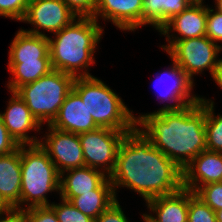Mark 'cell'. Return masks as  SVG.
<instances>
[{"instance_id":"13","label":"cell","mask_w":222,"mask_h":222,"mask_svg":"<svg viewBox=\"0 0 222 222\" xmlns=\"http://www.w3.org/2000/svg\"><path fill=\"white\" fill-rule=\"evenodd\" d=\"M11 94L12 97L8 101L5 112L0 113L5 127L19 145L39 144V138L37 139L36 136L30 137L27 133L31 130L40 131L42 125L16 92H11Z\"/></svg>"},{"instance_id":"30","label":"cell","mask_w":222,"mask_h":222,"mask_svg":"<svg viewBox=\"0 0 222 222\" xmlns=\"http://www.w3.org/2000/svg\"><path fill=\"white\" fill-rule=\"evenodd\" d=\"M206 36L217 45H219L218 41L222 42V13L216 9H211L209 6L206 20Z\"/></svg>"},{"instance_id":"17","label":"cell","mask_w":222,"mask_h":222,"mask_svg":"<svg viewBox=\"0 0 222 222\" xmlns=\"http://www.w3.org/2000/svg\"><path fill=\"white\" fill-rule=\"evenodd\" d=\"M147 208L156 215L143 214L144 222H188L189 189L153 198ZM156 216V217H155Z\"/></svg>"},{"instance_id":"24","label":"cell","mask_w":222,"mask_h":222,"mask_svg":"<svg viewBox=\"0 0 222 222\" xmlns=\"http://www.w3.org/2000/svg\"><path fill=\"white\" fill-rule=\"evenodd\" d=\"M205 102L206 150L222 153V115H214V102L201 97Z\"/></svg>"},{"instance_id":"10","label":"cell","mask_w":222,"mask_h":222,"mask_svg":"<svg viewBox=\"0 0 222 222\" xmlns=\"http://www.w3.org/2000/svg\"><path fill=\"white\" fill-rule=\"evenodd\" d=\"M47 127L49 133L39 144L48 153L59 174L85 166L79 135L55 129L50 125Z\"/></svg>"},{"instance_id":"14","label":"cell","mask_w":222,"mask_h":222,"mask_svg":"<svg viewBox=\"0 0 222 222\" xmlns=\"http://www.w3.org/2000/svg\"><path fill=\"white\" fill-rule=\"evenodd\" d=\"M111 21L124 31H135L143 27V0H100L93 18Z\"/></svg>"},{"instance_id":"16","label":"cell","mask_w":222,"mask_h":222,"mask_svg":"<svg viewBox=\"0 0 222 222\" xmlns=\"http://www.w3.org/2000/svg\"><path fill=\"white\" fill-rule=\"evenodd\" d=\"M51 127L75 134L98 128L80 95L72 89L61 105Z\"/></svg>"},{"instance_id":"27","label":"cell","mask_w":222,"mask_h":222,"mask_svg":"<svg viewBox=\"0 0 222 222\" xmlns=\"http://www.w3.org/2000/svg\"><path fill=\"white\" fill-rule=\"evenodd\" d=\"M195 194L213 211L222 209V182L203 185L195 192Z\"/></svg>"},{"instance_id":"22","label":"cell","mask_w":222,"mask_h":222,"mask_svg":"<svg viewBox=\"0 0 222 222\" xmlns=\"http://www.w3.org/2000/svg\"><path fill=\"white\" fill-rule=\"evenodd\" d=\"M195 0H143V26L159 30L174 15L184 11Z\"/></svg>"},{"instance_id":"8","label":"cell","mask_w":222,"mask_h":222,"mask_svg":"<svg viewBox=\"0 0 222 222\" xmlns=\"http://www.w3.org/2000/svg\"><path fill=\"white\" fill-rule=\"evenodd\" d=\"M127 132L130 131L98 127L78 134L85 166L98 169L110 176L115 167L119 145Z\"/></svg>"},{"instance_id":"9","label":"cell","mask_w":222,"mask_h":222,"mask_svg":"<svg viewBox=\"0 0 222 222\" xmlns=\"http://www.w3.org/2000/svg\"><path fill=\"white\" fill-rule=\"evenodd\" d=\"M77 16L63 0H30L22 22H28L34 28L24 30L31 34L47 36L40 30L57 33L69 25Z\"/></svg>"},{"instance_id":"29","label":"cell","mask_w":222,"mask_h":222,"mask_svg":"<svg viewBox=\"0 0 222 222\" xmlns=\"http://www.w3.org/2000/svg\"><path fill=\"white\" fill-rule=\"evenodd\" d=\"M21 212L23 222H59L51 206H35Z\"/></svg>"},{"instance_id":"33","label":"cell","mask_w":222,"mask_h":222,"mask_svg":"<svg viewBox=\"0 0 222 222\" xmlns=\"http://www.w3.org/2000/svg\"><path fill=\"white\" fill-rule=\"evenodd\" d=\"M19 144L10 135L0 117V156L10 154L19 148Z\"/></svg>"},{"instance_id":"39","label":"cell","mask_w":222,"mask_h":222,"mask_svg":"<svg viewBox=\"0 0 222 222\" xmlns=\"http://www.w3.org/2000/svg\"><path fill=\"white\" fill-rule=\"evenodd\" d=\"M96 5L100 2V0H92Z\"/></svg>"},{"instance_id":"3","label":"cell","mask_w":222,"mask_h":222,"mask_svg":"<svg viewBox=\"0 0 222 222\" xmlns=\"http://www.w3.org/2000/svg\"><path fill=\"white\" fill-rule=\"evenodd\" d=\"M103 31L94 18L77 17L54 33V39L48 37L52 68L75 78L93 76L88 67L95 63L94 53Z\"/></svg>"},{"instance_id":"32","label":"cell","mask_w":222,"mask_h":222,"mask_svg":"<svg viewBox=\"0 0 222 222\" xmlns=\"http://www.w3.org/2000/svg\"><path fill=\"white\" fill-rule=\"evenodd\" d=\"M94 222H129L118 200L103 211Z\"/></svg>"},{"instance_id":"11","label":"cell","mask_w":222,"mask_h":222,"mask_svg":"<svg viewBox=\"0 0 222 222\" xmlns=\"http://www.w3.org/2000/svg\"><path fill=\"white\" fill-rule=\"evenodd\" d=\"M203 4L204 2L195 0L184 11L174 15L159 30L161 35L167 37L166 41L169 43L161 46L164 51H167L178 40L206 36L208 5ZM172 31L177 32L180 37L170 35Z\"/></svg>"},{"instance_id":"21","label":"cell","mask_w":222,"mask_h":222,"mask_svg":"<svg viewBox=\"0 0 222 222\" xmlns=\"http://www.w3.org/2000/svg\"><path fill=\"white\" fill-rule=\"evenodd\" d=\"M116 201L117 196L109 177L97 189L69 200L74 207L93 220Z\"/></svg>"},{"instance_id":"26","label":"cell","mask_w":222,"mask_h":222,"mask_svg":"<svg viewBox=\"0 0 222 222\" xmlns=\"http://www.w3.org/2000/svg\"><path fill=\"white\" fill-rule=\"evenodd\" d=\"M59 222H94L93 219L80 212L69 201L61 198L60 203H51Z\"/></svg>"},{"instance_id":"37","label":"cell","mask_w":222,"mask_h":222,"mask_svg":"<svg viewBox=\"0 0 222 222\" xmlns=\"http://www.w3.org/2000/svg\"><path fill=\"white\" fill-rule=\"evenodd\" d=\"M215 215H216V222H222V209L215 211Z\"/></svg>"},{"instance_id":"6","label":"cell","mask_w":222,"mask_h":222,"mask_svg":"<svg viewBox=\"0 0 222 222\" xmlns=\"http://www.w3.org/2000/svg\"><path fill=\"white\" fill-rule=\"evenodd\" d=\"M74 80V76L53 69L36 81L19 87L15 92L41 125L44 122L50 125L73 89Z\"/></svg>"},{"instance_id":"1","label":"cell","mask_w":222,"mask_h":222,"mask_svg":"<svg viewBox=\"0 0 222 222\" xmlns=\"http://www.w3.org/2000/svg\"><path fill=\"white\" fill-rule=\"evenodd\" d=\"M115 195L127 187L147 202L183 188V170L136 127L121 141L113 172L109 176Z\"/></svg>"},{"instance_id":"34","label":"cell","mask_w":222,"mask_h":222,"mask_svg":"<svg viewBox=\"0 0 222 222\" xmlns=\"http://www.w3.org/2000/svg\"><path fill=\"white\" fill-rule=\"evenodd\" d=\"M5 214L6 216L4 217ZM0 222H23L22 212L17 209L0 211Z\"/></svg>"},{"instance_id":"31","label":"cell","mask_w":222,"mask_h":222,"mask_svg":"<svg viewBox=\"0 0 222 222\" xmlns=\"http://www.w3.org/2000/svg\"><path fill=\"white\" fill-rule=\"evenodd\" d=\"M77 17L93 18L96 4L92 0H63Z\"/></svg>"},{"instance_id":"25","label":"cell","mask_w":222,"mask_h":222,"mask_svg":"<svg viewBox=\"0 0 222 222\" xmlns=\"http://www.w3.org/2000/svg\"><path fill=\"white\" fill-rule=\"evenodd\" d=\"M188 222H216L215 211L191 190H189Z\"/></svg>"},{"instance_id":"4","label":"cell","mask_w":222,"mask_h":222,"mask_svg":"<svg viewBox=\"0 0 222 222\" xmlns=\"http://www.w3.org/2000/svg\"><path fill=\"white\" fill-rule=\"evenodd\" d=\"M20 158V204L15 209L22 211L35 206H50L48 192H60V174L55 164L40 144L20 145ZM25 203L27 206L21 207Z\"/></svg>"},{"instance_id":"36","label":"cell","mask_w":222,"mask_h":222,"mask_svg":"<svg viewBox=\"0 0 222 222\" xmlns=\"http://www.w3.org/2000/svg\"><path fill=\"white\" fill-rule=\"evenodd\" d=\"M215 9L222 13V0H215Z\"/></svg>"},{"instance_id":"28","label":"cell","mask_w":222,"mask_h":222,"mask_svg":"<svg viewBox=\"0 0 222 222\" xmlns=\"http://www.w3.org/2000/svg\"><path fill=\"white\" fill-rule=\"evenodd\" d=\"M29 3L30 0H0V16L21 22Z\"/></svg>"},{"instance_id":"15","label":"cell","mask_w":222,"mask_h":222,"mask_svg":"<svg viewBox=\"0 0 222 222\" xmlns=\"http://www.w3.org/2000/svg\"><path fill=\"white\" fill-rule=\"evenodd\" d=\"M222 182V153L204 150L183 170V188L194 193L203 185Z\"/></svg>"},{"instance_id":"12","label":"cell","mask_w":222,"mask_h":222,"mask_svg":"<svg viewBox=\"0 0 222 222\" xmlns=\"http://www.w3.org/2000/svg\"><path fill=\"white\" fill-rule=\"evenodd\" d=\"M158 80L155 83V87L159 90V97L163 102L166 100L174 102L173 104H165L161 110H176L183 108L190 104H195L201 100V97L192 95L191 91L194 87V82L183 72V70L173 61L171 68L158 75ZM166 81H173L168 86L164 83ZM157 83V84H156ZM164 84V89L160 88L161 84ZM164 89V90H162ZM158 92V91H157Z\"/></svg>"},{"instance_id":"35","label":"cell","mask_w":222,"mask_h":222,"mask_svg":"<svg viewBox=\"0 0 222 222\" xmlns=\"http://www.w3.org/2000/svg\"><path fill=\"white\" fill-rule=\"evenodd\" d=\"M213 80L217 83L219 87L222 89V59L220 58L218 60L214 75H213Z\"/></svg>"},{"instance_id":"20","label":"cell","mask_w":222,"mask_h":222,"mask_svg":"<svg viewBox=\"0 0 222 222\" xmlns=\"http://www.w3.org/2000/svg\"><path fill=\"white\" fill-rule=\"evenodd\" d=\"M30 60H51L48 36L35 35L20 29L11 42L9 63Z\"/></svg>"},{"instance_id":"38","label":"cell","mask_w":222,"mask_h":222,"mask_svg":"<svg viewBox=\"0 0 222 222\" xmlns=\"http://www.w3.org/2000/svg\"><path fill=\"white\" fill-rule=\"evenodd\" d=\"M8 209L1 201H0V211Z\"/></svg>"},{"instance_id":"18","label":"cell","mask_w":222,"mask_h":222,"mask_svg":"<svg viewBox=\"0 0 222 222\" xmlns=\"http://www.w3.org/2000/svg\"><path fill=\"white\" fill-rule=\"evenodd\" d=\"M20 146L10 154L0 156V201L8 208L20 204L21 191Z\"/></svg>"},{"instance_id":"7","label":"cell","mask_w":222,"mask_h":222,"mask_svg":"<svg viewBox=\"0 0 222 222\" xmlns=\"http://www.w3.org/2000/svg\"><path fill=\"white\" fill-rule=\"evenodd\" d=\"M220 51H222L221 45L203 36L178 40L166 52L194 82L193 75L202 74L204 69H208L213 77Z\"/></svg>"},{"instance_id":"23","label":"cell","mask_w":222,"mask_h":222,"mask_svg":"<svg viewBox=\"0 0 222 222\" xmlns=\"http://www.w3.org/2000/svg\"><path fill=\"white\" fill-rule=\"evenodd\" d=\"M8 70L14 78L8 81L9 92H15L19 87L34 82L53 70L51 60H30L23 63H8Z\"/></svg>"},{"instance_id":"5","label":"cell","mask_w":222,"mask_h":222,"mask_svg":"<svg viewBox=\"0 0 222 222\" xmlns=\"http://www.w3.org/2000/svg\"><path fill=\"white\" fill-rule=\"evenodd\" d=\"M73 89L80 95L98 127L132 131L136 127L133 110L104 82L94 76L76 77Z\"/></svg>"},{"instance_id":"19","label":"cell","mask_w":222,"mask_h":222,"mask_svg":"<svg viewBox=\"0 0 222 222\" xmlns=\"http://www.w3.org/2000/svg\"><path fill=\"white\" fill-rule=\"evenodd\" d=\"M108 177L104 172L88 166L67 170L60 175V198L69 201L72 197L91 192Z\"/></svg>"},{"instance_id":"2","label":"cell","mask_w":222,"mask_h":222,"mask_svg":"<svg viewBox=\"0 0 222 222\" xmlns=\"http://www.w3.org/2000/svg\"><path fill=\"white\" fill-rule=\"evenodd\" d=\"M136 128L182 170L206 150L205 102L141 114ZM140 126V127H139Z\"/></svg>"}]
</instances>
